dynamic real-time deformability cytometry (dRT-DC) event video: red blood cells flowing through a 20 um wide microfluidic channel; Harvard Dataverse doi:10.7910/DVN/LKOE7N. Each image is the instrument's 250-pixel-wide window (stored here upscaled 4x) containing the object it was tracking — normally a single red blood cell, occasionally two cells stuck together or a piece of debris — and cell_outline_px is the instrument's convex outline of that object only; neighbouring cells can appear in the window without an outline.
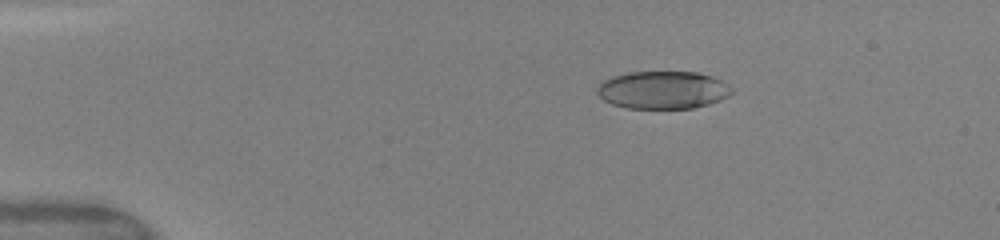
{"species": "human", "species_latin": "Homo sapiens", "temperature_condition": "warm", "stored_images_in_passage": 13, "camera_frame_rate_fps": 3000, "um_per_image_px": 0.085, "donor": {"sex": "female"}, "frame": {"image": 1, "passage_image": 6, "time_ms": 2.667, "image_size_px": [1000, 240], "cell_outline_px": [[732, 92], [728, 96], [720, 100], [708, 104], [692, 108], [628, 108], [612, 104], [604, 100], [596, 92], [596, 88], [604, 80], [612, 76], [628, 72], [700, 72], [712, 76], [720, 80], [732, 88]], "centroid_in_image_um": [56.33, 7.64], "position_along_channel_um": 28.7, "area_um2": 29.54}}
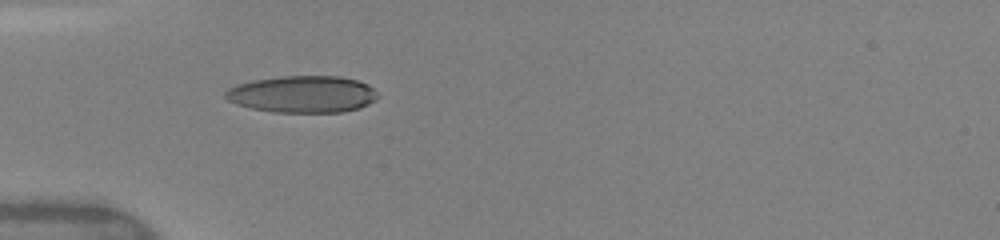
{"frame": {"image": 2, "passage_image": 11, "time_ms": 5.0, "image_size_px": [1000, 240], "cell_outline_px": [[380, 96], [368, 104], [360, 108], [344, 112], [272, 112], [252, 108], [236, 104], [228, 100], [224, 96], [224, 92], [228, 88], [236, 84], [252, 80], [280, 76], [340, 76], [356, 80], [368, 84]], "centroid_in_image_um": [25.7, 8.0], "position_along_channel_um": 59.3, "area_um2": 32.95}}